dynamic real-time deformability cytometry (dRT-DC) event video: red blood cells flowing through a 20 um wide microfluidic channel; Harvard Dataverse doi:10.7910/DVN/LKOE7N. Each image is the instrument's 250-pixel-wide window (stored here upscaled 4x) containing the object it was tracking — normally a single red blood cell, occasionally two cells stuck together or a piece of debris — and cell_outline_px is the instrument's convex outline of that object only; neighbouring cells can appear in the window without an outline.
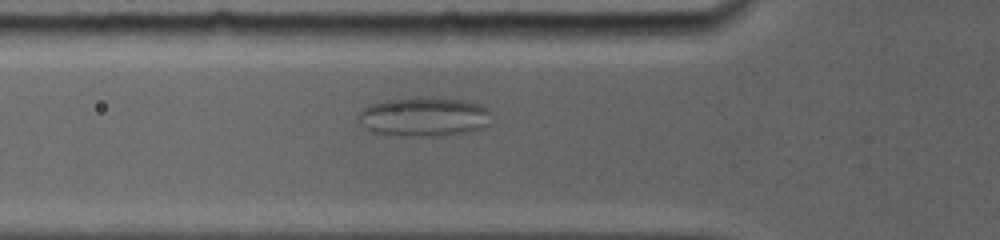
{"species": "common noctule bat (a hibernating species)", "species_latin": "Nyctalus noctula", "temperature_condition": "room temperature", "stored_images_in_passage": 10, "camera_frame_rate_fps": 5000, "um_per_image_px": 0.085, "animal": {"sex": "female", "body_mass_g": 19.0, "forearm_length_mm": 56.7}, "frame": {"image": 1, "passage_image": 6, "time_ms": 4.8, "image_size_px": [1000, 240], "cell_outline_px": [[492, 112], [488, 124], [484, 128], [468, 132], [436, 136], [408, 136], [372, 132], [360, 124], [356, 120], [356, 116], [364, 108], [372, 104], [388, 100], [464, 100], [480, 104], [488, 108]], "centroid_in_image_um": [36.06, 9.98], "position_along_channel_um": 89.7, "area_um2": 29.65}}
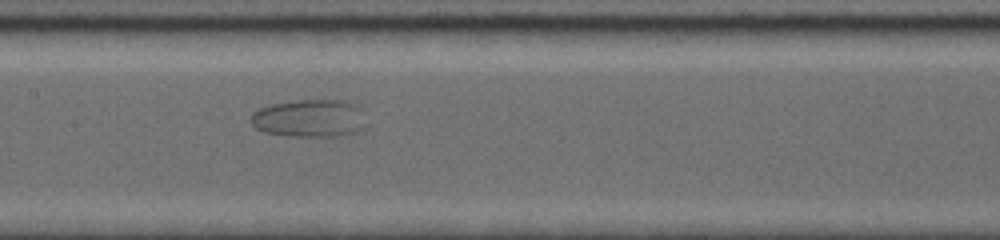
{"frame": {"image": 2, "passage_image": 9, "time_ms": 7.4, "image_size_px": [1000, 240], "cell_outline_px": [[368, 124], [364, 128], [356, 132], [336, 136], [288, 136], [264, 132], [256, 128], [248, 120], [252, 112], [260, 108], [272, 104], [300, 100], [340, 100], [352, 104], [360, 108]], "centroid_in_image_um": [26.3, 10.06], "position_along_channel_um": 181.1, "area_um2": 25.49}}